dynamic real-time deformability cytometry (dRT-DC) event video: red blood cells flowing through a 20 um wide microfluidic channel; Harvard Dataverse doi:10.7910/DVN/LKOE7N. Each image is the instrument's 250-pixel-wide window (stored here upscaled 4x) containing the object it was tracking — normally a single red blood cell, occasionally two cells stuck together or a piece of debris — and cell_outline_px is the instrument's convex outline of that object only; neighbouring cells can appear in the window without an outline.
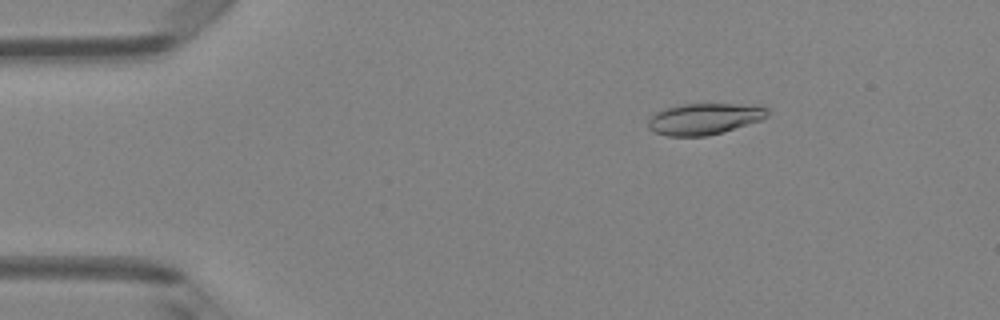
{"species": "Egyptian fruit bat (a non-hibernating species)", "species_latin": "Rousettus aegyptiacus", "temperature_condition": "room temperature", "stored_images_in_passage": 5, "camera_frame_rate_fps": 3000, "um_per_image_px": 0.085, "animal": {"sex": "female"}, "frame": {"image": 1, "passage_image": 3, "time_ms": 2.0, "image_size_px": [1000, 320], "cell_outline_px": [[768, 116], [760, 120], [720, 132], [704, 136], [668, 136], [656, 132], [648, 128], [648, 120], [660, 108], [680, 104], [760, 104], [768, 108]], "centroid_in_image_um": [59.86, 10.07], "position_along_channel_um": 25.1, "area_um2": 21.79}}
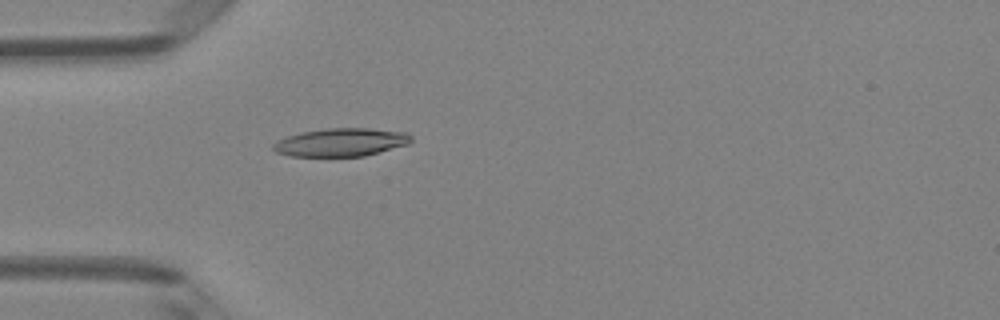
{"frame": {"image": 2, "passage_image": 5, "time_ms": 4.333, "image_size_px": [1000, 320], "cell_outline_px": [[412, 140], [408, 144], [364, 156], [292, 156], [276, 152], [272, 148], [272, 144], [288, 136], [300, 132], [328, 128], [368, 128], [408, 132], [412, 136]], "centroid_in_image_um": [29.01, 12.09], "position_along_channel_um": 56.0, "area_um2": 22.54}}